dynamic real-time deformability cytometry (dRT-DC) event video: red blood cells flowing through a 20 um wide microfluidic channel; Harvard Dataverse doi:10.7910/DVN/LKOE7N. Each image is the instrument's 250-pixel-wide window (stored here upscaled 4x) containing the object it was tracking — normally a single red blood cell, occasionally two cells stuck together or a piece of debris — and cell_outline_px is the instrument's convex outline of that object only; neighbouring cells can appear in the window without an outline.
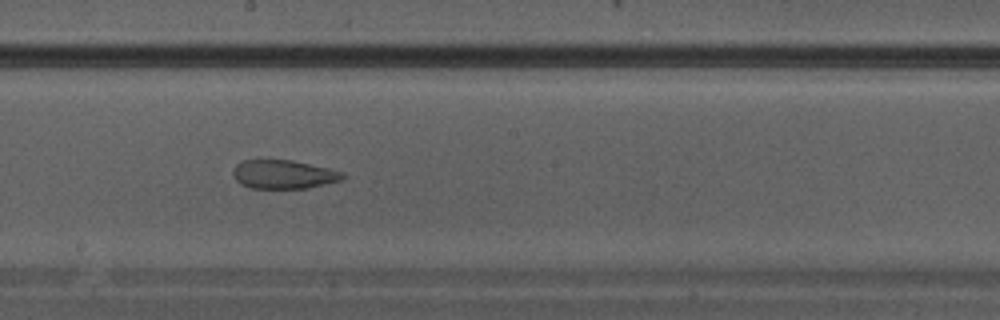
{"species": "Egyptian fruit bat (a non-hibernating species)", "species_latin": "Rousettus aegyptiacus", "temperature_condition": "warm", "stored_images_in_passage": 19, "camera_frame_rate_fps": 3000, "um_per_image_px": 0.085, "animal": {"sex": "male"}, "frame": {"image": 1, "passage_image": 14, "time_ms": 4.333, "image_size_px": [1000, 320], "cell_outline_px": [[348, 176], [340, 180], [308, 188], [252, 188], [240, 184], [236, 180], [232, 172], [236, 164], [244, 160], [292, 160], [328, 168], [344, 172]], "centroid_in_image_um": [24.11, 14.82], "position_along_channel_um": 224.1, "area_um2": 18.32}}
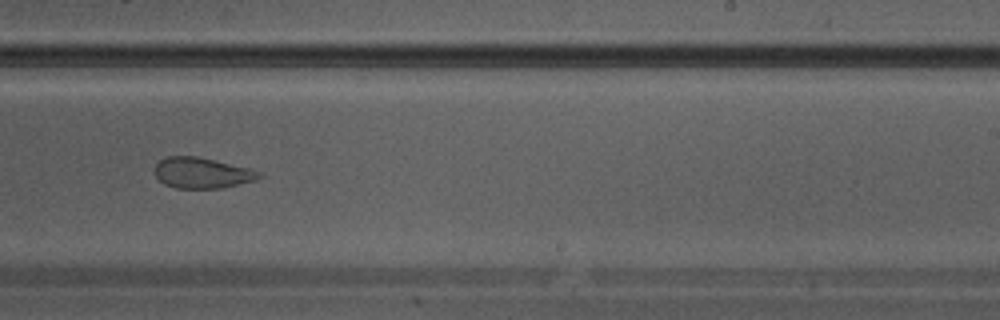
{"frame": {"image": 2, "passage_image": 16, "time_ms": 5.0, "image_size_px": [1000, 320], "cell_outline_px": [[264, 176], [256, 180], [224, 188], [176, 188], [164, 184], [156, 176], [152, 168], [160, 160], [168, 156], [200, 156], [264, 172]], "centroid_in_image_um": [17.19, 14.69], "position_along_channel_um": 271.8, "area_um2": 19.02}}